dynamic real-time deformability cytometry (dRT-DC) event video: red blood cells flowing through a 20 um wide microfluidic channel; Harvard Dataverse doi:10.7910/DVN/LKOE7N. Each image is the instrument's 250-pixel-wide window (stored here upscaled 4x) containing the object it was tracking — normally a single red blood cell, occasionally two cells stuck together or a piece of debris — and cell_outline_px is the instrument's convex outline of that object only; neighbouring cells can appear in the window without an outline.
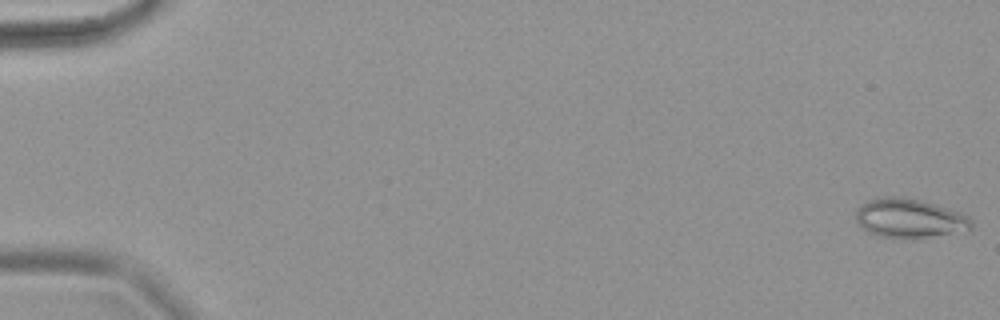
{"species": "common noctule bat (a hibernating species)", "species_latin": "Nyctalus noctula", "temperature_condition": "warm", "stored_images_in_passage": 63, "camera_frame_rate_fps": 3000, "um_per_image_px": 0.085, "animal": {"sex": "female", "body_mass_g": 18.4}, "frame": {"image": 1, "passage_image": 1, "time_ms": 0.0, "image_size_px": [1000, 320], "cell_outline_px": [[972, 228], [912, 240], [900, 240], [880, 236], [868, 232], [856, 220], [856, 208], [864, 200], [884, 196], [904, 196], [936, 204], [960, 212], [968, 216], [972, 220]], "centroid_in_image_um": [77.25, 18.55], "position_along_channel_um": 7.8, "area_um2": 26.82}}
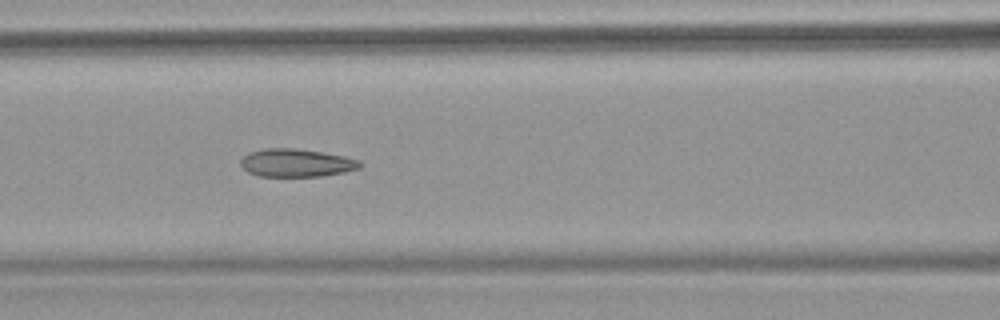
{"frame": {"image": 2, "passage_image": 29, "time_ms": 9.333, "image_size_px": [1000, 320], "cell_outline_px": [[360, 168], [344, 172], [324, 176], [260, 176], [248, 172], [240, 164], [240, 160], [248, 152], [264, 148], [292, 148], [320, 152], [344, 156], [360, 160]], "centroid_in_image_um": [25.17, 13.84], "position_along_channel_um": 141.4, "area_um2": 19.36}}
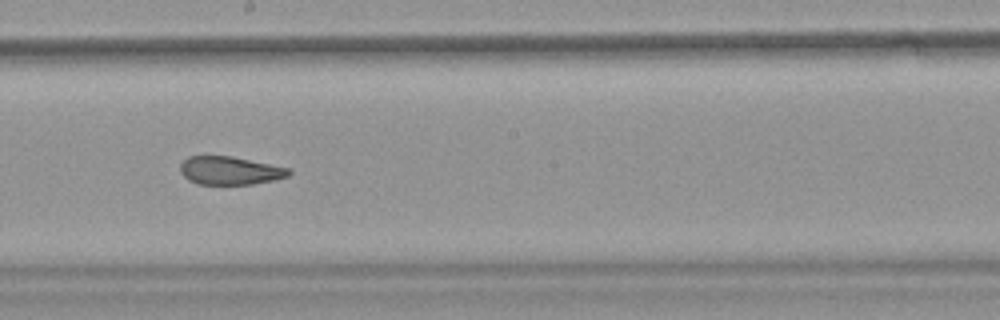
{"frame": {"image": 3, "passage_image": 37, "time_ms": 12.0, "image_size_px": [1000, 320], "cell_outline_px": [[292, 172], [288, 176], [276, 180], [252, 184], [196, 184], [188, 180], [180, 172], [180, 164], [188, 156], [232, 156], [288, 168]], "centroid_in_image_um": [19.53, 14.5], "position_along_channel_um": 228.7, "area_um2": 17.86}}